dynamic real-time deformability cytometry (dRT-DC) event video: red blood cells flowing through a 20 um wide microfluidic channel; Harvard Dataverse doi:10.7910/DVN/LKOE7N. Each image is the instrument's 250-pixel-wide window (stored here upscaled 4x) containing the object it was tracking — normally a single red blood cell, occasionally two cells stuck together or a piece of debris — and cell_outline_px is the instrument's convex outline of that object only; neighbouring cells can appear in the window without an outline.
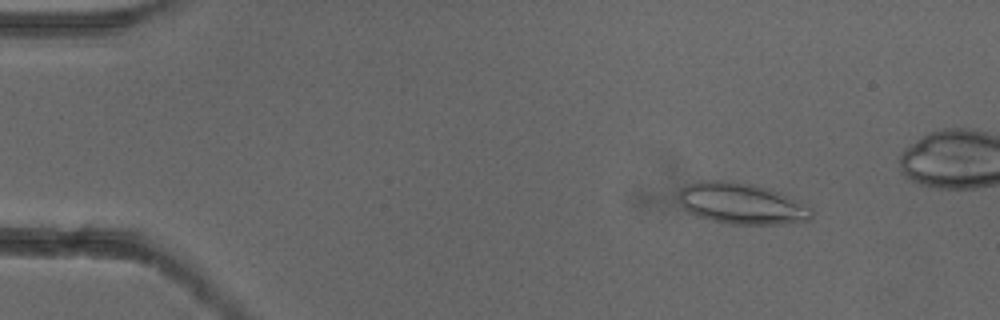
{"species": "common noctule bat (a hibernating species)", "species_latin": "Nyctalus noctula", "temperature_condition": "cold", "stored_images_in_passage": 53, "camera_frame_rate_fps": 3000, "um_per_image_px": 0.085, "animal": {"sex": "female"}, "frame": {"image": 1, "passage_image": 6, "time_ms": 1.667, "image_size_px": [1000, 320], "cell_outline_px": [[812, 220], [780, 224], [732, 224], [712, 220], [696, 216], [688, 212], [680, 204], [680, 188], [696, 180], [728, 180], [752, 184], [768, 188], [780, 192], [812, 208]], "centroid_in_image_um": [63.02, 17.29], "position_along_channel_um": 22.0, "area_um2": 32.02}}
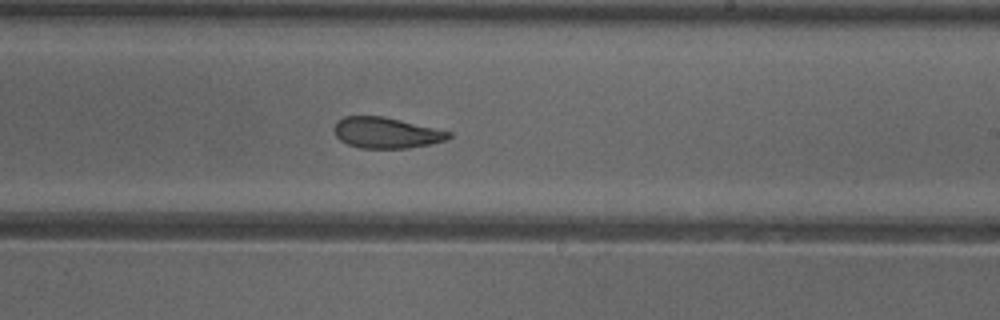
{"frame": {"image": 2, "passage_image": 31, "time_ms": 10.0, "image_size_px": [1000, 320], "cell_outline_px": [[452, 136], [444, 140], [428, 144], [408, 148], [360, 148], [348, 144], [340, 140], [336, 136], [332, 128], [336, 120], [344, 116], [384, 116], [452, 132]], "centroid_in_image_um": [32.77, 11.27], "position_along_channel_um": 256.2, "area_um2": 20.63}}
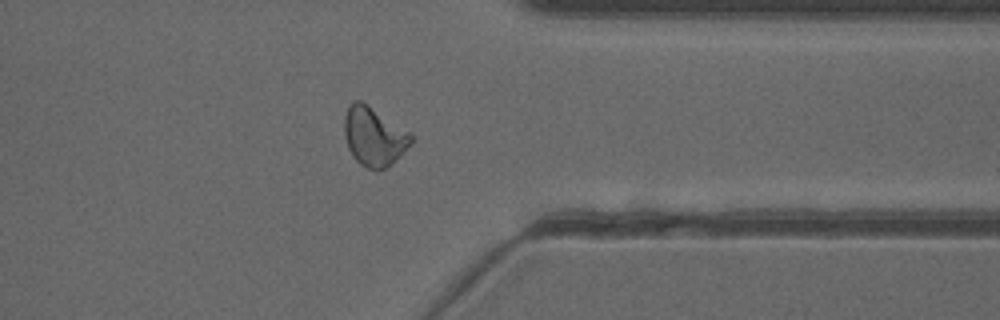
{"frame": {"image": 3, "passage_image": 41, "time_ms": 13.333, "image_size_px": [1000, 320], "cell_outline_px": [[412, 140], [400, 156], [392, 164], [384, 168], [368, 168], [360, 164], [352, 156], [348, 148], [344, 136], [344, 116], [348, 104], [352, 100], [360, 100], [412, 132]], "centroid_in_image_um": [31.76, 11.56], "position_along_channel_um": 379.6, "area_um2": 22.95}, "authors_computed_cell_mechanics": {"area_um2": 22.8888, "velocity_mm_per_s": 3.8882, "shape_relaxation_time_tau1_ms": 8.7552, "shape_relaxation_time_tau2_ms": 3.0223, "deformation_change_tau1": 0.1911, "deformation_change_tau2": 0.0997}}